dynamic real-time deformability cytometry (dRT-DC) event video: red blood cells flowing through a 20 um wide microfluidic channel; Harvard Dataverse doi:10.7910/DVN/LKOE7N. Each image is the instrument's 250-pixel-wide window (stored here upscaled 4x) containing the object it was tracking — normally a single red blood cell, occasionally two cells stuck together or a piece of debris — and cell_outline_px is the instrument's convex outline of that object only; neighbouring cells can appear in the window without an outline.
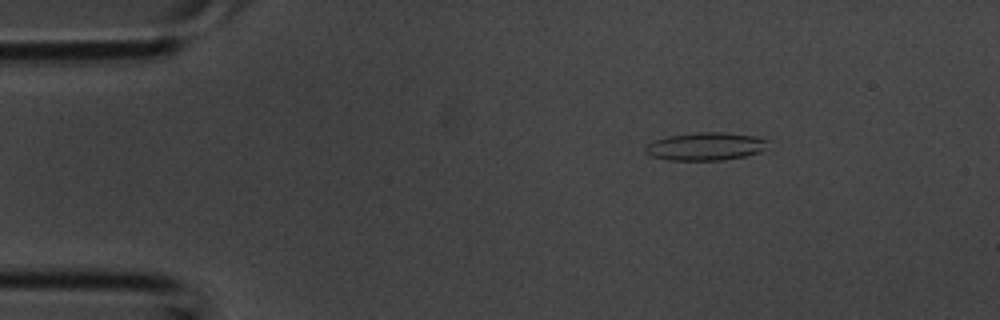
{"species": "common noctule bat (a hibernating species)", "species_latin": "Nyctalus noctula", "temperature_condition": "room temperature", "stored_images_in_passage": 29, "camera_frame_rate_fps": 3000, "um_per_image_px": 0.085, "animal": {"sex": "male", "body_mass_g": 20.1, "forearm_length_mm": 53.5}, "frame": {"image": 1, "passage_image": 6, "time_ms": 1.667, "image_size_px": [1000, 320], "cell_outline_px": [[768, 140], [760, 152], [744, 156], [720, 160], [668, 160], [652, 156], [644, 152], [644, 144], [652, 140], [668, 136], [700, 132], [724, 132], [756, 136]], "centroid_in_image_um": [59.89, 12.44], "position_along_channel_um": 25.1, "area_um2": 19.94}}